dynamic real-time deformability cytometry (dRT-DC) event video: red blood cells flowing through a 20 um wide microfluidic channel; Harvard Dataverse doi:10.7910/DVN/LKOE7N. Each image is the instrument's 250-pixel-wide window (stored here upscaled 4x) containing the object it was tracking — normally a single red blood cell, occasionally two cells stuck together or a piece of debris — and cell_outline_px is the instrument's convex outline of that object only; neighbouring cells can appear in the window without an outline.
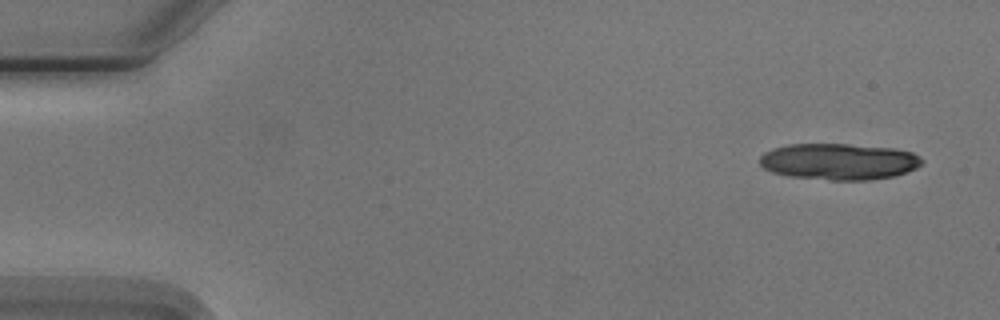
{"species": "Egyptian fruit bat (a non-hibernating species)", "species_latin": "Rousettus aegyptiacus", "temperature_condition": "cold", "stored_images_in_passage": 5, "camera_frame_rate_fps": 3000, "um_per_image_px": 0.085, "animal": {"sex": "male"}, "frame": {"image": 1, "passage_image": 1, "time_ms": 0.0, "image_size_px": [1000, 320], "cell_outline_px": [[924, 160], [916, 168], [892, 176], [868, 180], [832, 180], [792, 176], [772, 172], [764, 168], [760, 164], [760, 156], [764, 152], [772, 148], [788, 144], [848, 144], [892, 148], [912, 152], [920, 156]], "centroid_in_image_um": [71.29, 13.72], "position_along_channel_um": 13.7, "area_um2": 34.22}}